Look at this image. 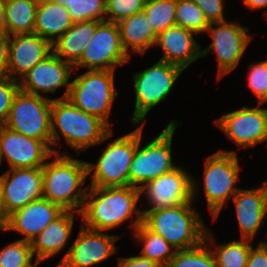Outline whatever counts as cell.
Segmentation results:
<instances>
[{"label": "cell", "instance_id": "cell-1", "mask_svg": "<svg viewBox=\"0 0 267 267\" xmlns=\"http://www.w3.org/2000/svg\"><path fill=\"white\" fill-rule=\"evenodd\" d=\"M140 200V188L134 186H89L80 212L81 224L87 229L111 232L128 222L132 234L143 223L138 204L144 206V201Z\"/></svg>", "mask_w": 267, "mask_h": 267}, {"label": "cell", "instance_id": "cell-2", "mask_svg": "<svg viewBox=\"0 0 267 267\" xmlns=\"http://www.w3.org/2000/svg\"><path fill=\"white\" fill-rule=\"evenodd\" d=\"M51 133L52 152L63 155L71 153L68 150L60 151L61 139L65 140L66 147L73 148L79 154L92 146L105 144L114 135L113 129L103 120L78 109L67 98L52 99Z\"/></svg>", "mask_w": 267, "mask_h": 267}, {"label": "cell", "instance_id": "cell-3", "mask_svg": "<svg viewBox=\"0 0 267 267\" xmlns=\"http://www.w3.org/2000/svg\"><path fill=\"white\" fill-rule=\"evenodd\" d=\"M240 164L238 151L220 148L213 154L210 153L205 159L203 182L198 181L199 178H196L194 174L192 176L193 201L197 203L196 199L204 194L207 202L206 209L213 223L240 189L238 183L241 181L240 173L243 169Z\"/></svg>", "mask_w": 267, "mask_h": 267}, {"label": "cell", "instance_id": "cell-4", "mask_svg": "<svg viewBox=\"0 0 267 267\" xmlns=\"http://www.w3.org/2000/svg\"><path fill=\"white\" fill-rule=\"evenodd\" d=\"M42 172L43 198L58 204L64 211L80 213L89 187L86 185V161L53 153L46 160Z\"/></svg>", "mask_w": 267, "mask_h": 267}, {"label": "cell", "instance_id": "cell-5", "mask_svg": "<svg viewBox=\"0 0 267 267\" xmlns=\"http://www.w3.org/2000/svg\"><path fill=\"white\" fill-rule=\"evenodd\" d=\"M193 204L194 201L142 211L143 224L176 250L196 247L204 241L208 227Z\"/></svg>", "mask_w": 267, "mask_h": 267}, {"label": "cell", "instance_id": "cell-6", "mask_svg": "<svg viewBox=\"0 0 267 267\" xmlns=\"http://www.w3.org/2000/svg\"><path fill=\"white\" fill-rule=\"evenodd\" d=\"M182 122L169 120L163 131L154 139L142 145L144 124H139V143L129 167V185L141 188L150 180L175 169L172 154L173 137Z\"/></svg>", "mask_w": 267, "mask_h": 267}, {"label": "cell", "instance_id": "cell-7", "mask_svg": "<svg viewBox=\"0 0 267 267\" xmlns=\"http://www.w3.org/2000/svg\"><path fill=\"white\" fill-rule=\"evenodd\" d=\"M67 99L78 109L103 120L111 129L110 114L113 104L120 94L116 89L113 70H85L75 73Z\"/></svg>", "mask_w": 267, "mask_h": 267}, {"label": "cell", "instance_id": "cell-8", "mask_svg": "<svg viewBox=\"0 0 267 267\" xmlns=\"http://www.w3.org/2000/svg\"><path fill=\"white\" fill-rule=\"evenodd\" d=\"M185 70L178 65L157 60L150 67L132 75L134 110L132 124H146L149 112L167 100Z\"/></svg>", "mask_w": 267, "mask_h": 267}, {"label": "cell", "instance_id": "cell-9", "mask_svg": "<svg viewBox=\"0 0 267 267\" xmlns=\"http://www.w3.org/2000/svg\"><path fill=\"white\" fill-rule=\"evenodd\" d=\"M132 126L131 132L110 139L96 162L86 161L89 186H129V167L139 143V124Z\"/></svg>", "mask_w": 267, "mask_h": 267}, {"label": "cell", "instance_id": "cell-10", "mask_svg": "<svg viewBox=\"0 0 267 267\" xmlns=\"http://www.w3.org/2000/svg\"><path fill=\"white\" fill-rule=\"evenodd\" d=\"M250 27L241 25L239 21L226 20L212 22L206 32L210 36V44L201 49L202 58L212 52L216 54L217 82L225 75L236 70L244 57L248 46L254 39Z\"/></svg>", "mask_w": 267, "mask_h": 267}, {"label": "cell", "instance_id": "cell-11", "mask_svg": "<svg viewBox=\"0 0 267 267\" xmlns=\"http://www.w3.org/2000/svg\"><path fill=\"white\" fill-rule=\"evenodd\" d=\"M51 103L52 99L19 90L4 126L42 141L52 151Z\"/></svg>", "mask_w": 267, "mask_h": 267}, {"label": "cell", "instance_id": "cell-12", "mask_svg": "<svg viewBox=\"0 0 267 267\" xmlns=\"http://www.w3.org/2000/svg\"><path fill=\"white\" fill-rule=\"evenodd\" d=\"M125 52L117 23L103 21L96 29L81 58L73 65L77 72L85 70H113L130 63Z\"/></svg>", "mask_w": 267, "mask_h": 267}, {"label": "cell", "instance_id": "cell-13", "mask_svg": "<svg viewBox=\"0 0 267 267\" xmlns=\"http://www.w3.org/2000/svg\"><path fill=\"white\" fill-rule=\"evenodd\" d=\"M257 104L255 107L243 105L214 120L215 126L239 149L253 148L266 141L267 107Z\"/></svg>", "mask_w": 267, "mask_h": 267}, {"label": "cell", "instance_id": "cell-14", "mask_svg": "<svg viewBox=\"0 0 267 267\" xmlns=\"http://www.w3.org/2000/svg\"><path fill=\"white\" fill-rule=\"evenodd\" d=\"M73 71L74 67L71 63L62 60L51 52L19 81L20 90L49 99H66ZM60 88H65V91L58 98H52L48 95L57 93Z\"/></svg>", "mask_w": 267, "mask_h": 267}, {"label": "cell", "instance_id": "cell-15", "mask_svg": "<svg viewBox=\"0 0 267 267\" xmlns=\"http://www.w3.org/2000/svg\"><path fill=\"white\" fill-rule=\"evenodd\" d=\"M140 197L141 200L144 197L147 203L142 211L192 202V173L179 164L175 169L145 183L140 188Z\"/></svg>", "mask_w": 267, "mask_h": 267}, {"label": "cell", "instance_id": "cell-16", "mask_svg": "<svg viewBox=\"0 0 267 267\" xmlns=\"http://www.w3.org/2000/svg\"><path fill=\"white\" fill-rule=\"evenodd\" d=\"M65 259L57 267H94L117 254L116 242L122 235L95 231L82 224Z\"/></svg>", "mask_w": 267, "mask_h": 267}, {"label": "cell", "instance_id": "cell-17", "mask_svg": "<svg viewBox=\"0 0 267 267\" xmlns=\"http://www.w3.org/2000/svg\"><path fill=\"white\" fill-rule=\"evenodd\" d=\"M0 193L8 214L43 198L42 167L6 169L0 175Z\"/></svg>", "mask_w": 267, "mask_h": 267}, {"label": "cell", "instance_id": "cell-18", "mask_svg": "<svg viewBox=\"0 0 267 267\" xmlns=\"http://www.w3.org/2000/svg\"><path fill=\"white\" fill-rule=\"evenodd\" d=\"M0 152L2 163L7 162L8 169L38 168L45 165L53 152L40 140L0 126Z\"/></svg>", "mask_w": 267, "mask_h": 267}, {"label": "cell", "instance_id": "cell-19", "mask_svg": "<svg viewBox=\"0 0 267 267\" xmlns=\"http://www.w3.org/2000/svg\"><path fill=\"white\" fill-rule=\"evenodd\" d=\"M241 239H255L267 223V180L259 187L240 188L232 197Z\"/></svg>", "mask_w": 267, "mask_h": 267}, {"label": "cell", "instance_id": "cell-20", "mask_svg": "<svg viewBox=\"0 0 267 267\" xmlns=\"http://www.w3.org/2000/svg\"><path fill=\"white\" fill-rule=\"evenodd\" d=\"M64 210L55 203L41 198L31 201L22 208L9 214L6 232L19 234V240L32 242L51 222L59 217Z\"/></svg>", "mask_w": 267, "mask_h": 267}, {"label": "cell", "instance_id": "cell-21", "mask_svg": "<svg viewBox=\"0 0 267 267\" xmlns=\"http://www.w3.org/2000/svg\"><path fill=\"white\" fill-rule=\"evenodd\" d=\"M52 52V45L36 33L10 36L7 76L20 81Z\"/></svg>", "mask_w": 267, "mask_h": 267}, {"label": "cell", "instance_id": "cell-22", "mask_svg": "<svg viewBox=\"0 0 267 267\" xmlns=\"http://www.w3.org/2000/svg\"><path fill=\"white\" fill-rule=\"evenodd\" d=\"M195 36H198L195 32L177 25L160 32L154 44V48H161L159 60L186 70L192 63L202 59L201 45Z\"/></svg>", "mask_w": 267, "mask_h": 267}, {"label": "cell", "instance_id": "cell-23", "mask_svg": "<svg viewBox=\"0 0 267 267\" xmlns=\"http://www.w3.org/2000/svg\"><path fill=\"white\" fill-rule=\"evenodd\" d=\"M77 215V216H76ZM81 213L75 211H64L59 217L51 222L41 233H39L30 243L33 256L41 261L55 258L65 248L59 262L54 266L57 267L66 257L69 248V240L71 239L75 219L80 218Z\"/></svg>", "mask_w": 267, "mask_h": 267}, {"label": "cell", "instance_id": "cell-24", "mask_svg": "<svg viewBox=\"0 0 267 267\" xmlns=\"http://www.w3.org/2000/svg\"><path fill=\"white\" fill-rule=\"evenodd\" d=\"M117 24L122 46L130 58L132 54L143 56L147 50L154 48L157 34L144 11L129 16Z\"/></svg>", "mask_w": 267, "mask_h": 267}, {"label": "cell", "instance_id": "cell-25", "mask_svg": "<svg viewBox=\"0 0 267 267\" xmlns=\"http://www.w3.org/2000/svg\"><path fill=\"white\" fill-rule=\"evenodd\" d=\"M102 22L96 20L73 22L72 26L52 44V52L74 65L81 58Z\"/></svg>", "mask_w": 267, "mask_h": 267}, {"label": "cell", "instance_id": "cell-26", "mask_svg": "<svg viewBox=\"0 0 267 267\" xmlns=\"http://www.w3.org/2000/svg\"><path fill=\"white\" fill-rule=\"evenodd\" d=\"M73 24L67 8L52 0L38 3L34 33L40 35L51 45Z\"/></svg>", "mask_w": 267, "mask_h": 267}, {"label": "cell", "instance_id": "cell-27", "mask_svg": "<svg viewBox=\"0 0 267 267\" xmlns=\"http://www.w3.org/2000/svg\"><path fill=\"white\" fill-rule=\"evenodd\" d=\"M211 229H207L204 241L210 247L217 267H246L253 240L237 239L218 244Z\"/></svg>", "mask_w": 267, "mask_h": 267}, {"label": "cell", "instance_id": "cell-28", "mask_svg": "<svg viewBox=\"0 0 267 267\" xmlns=\"http://www.w3.org/2000/svg\"><path fill=\"white\" fill-rule=\"evenodd\" d=\"M134 241L142 246L139 255L160 265L167 267L176 249L162 236L153 233L141 223L131 234Z\"/></svg>", "mask_w": 267, "mask_h": 267}, {"label": "cell", "instance_id": "cell-29", "mask_svg": "<svg viewBox=\"0 0 267 267\" xmlns=\"http://www.w3.org/2000/svg\"><path fill=\"white\" fill-rule=\"evenodd\" d=\"M37 6L33 0H5L6 33H34Z\"/></svg>", "mask_w": 267, "mask_h": 267}, {"label": "cell", "instance_id": "cell-30", "mask_svg": "<svg viewBox=\"0 0 267 267\" xmlns=\"http://www.w3.org/2000/svg\"><path fill=\"white\" fill-rule=\"evenodd\" d=\"M176 25L195 32L197 35H205L211 24L204 12L192 0H176Z\"/></svg>", "mask_w": 267, "mask_h": 267}, {"label": "cell", "instance_id": "cell-31", "mask_svg": "<svg viewBox=\"0 0 267 267\" xmlns=\"http://www.w3.org/2000/svg\"><path fill=\"white\" fill-rule=\"evenodd\" d=\"M143 11L157 35L176 25V0H146Z\"/></svg>", "mask_w": 267, "mask_h": 267}, {"label": "cell", "instance_id": "cell-32", "mask_svg": "<svg viewBox=\"0 0 267 267\" xmlns=\"http://www.w3.org/2000/svg\"><path fill=\"white\" fill-rule=\"evenodd\" d=\"M167 267H217L214 255L203 241L190 249L176 250Z\"/></svg>", "mask_w": 267, "mask_h": 267}, {"label": "cell", "instance_id": "cell-33", "mask_svg": "<svg viewBox=\"0 0 267 267\" xmlns=\"http://www.w3.org/2000/svg\"><path fill=\"white\" fill-rule=\"evenodd\" d=\"M65 7L73 22L105 21L106 18V0H75Z\"/></svg>", "mask_w": 267, "mask_h": 267}, {"label": "cell", "instance_id": "cell-34", "mask_svg": "<svg viewBox=\"0 0 267 267\" xmlns=\"http://www.w3.org/2000/svg\"><path fill=\"white\" fill-rule=\"evenodd\" d=\"M35 257L30 242L14 240L0 249V267H25Z\"/></svg>", "mask_w": 267, "mask_h": 267}, {"label": "cell", "instance_id": "cell-35", "mask_svg": "<svg viewBox=\"0 0 267 267\" xmlns=\"http://www.w3.org/2000/svg\"><path fill=\"white\" fill-rule=\"evenodd\" d=\"M247 87L257 97V103H267V59L248 64Z\"/></svg>", "mask_w": 267, "mask_h": 267}, {"label": "cell", "instance_id": "cell-36", "mask_svg": "<svg viewBox=\"0 0 267 267\" xmlns=\"http://www.w3.org/2000/svg\"><path fill=\"white\" fill-rule=\"evenodd\" d=\"M146 0H106L105 21L119 23L123 19L142 12Z\"/></svg>", "mask_w": 267, "mask_h": 267}, {"label": "cell", "instance_id": "cell-37", "mask_svg": "<svg viewBox=\"0 0 267 267\" xmlns=\"http://www.w3.org/2000/svg\"><path fill=\"white\" fill-rule=\"evenodd\" d=\"M19 90V81L9 76L0 77V126L6 123L13 99Z\"/></svg>", "mask_w": 267, "mask_h": 267}, {"label": "cell", "instance_id": "cell-38", "mask_svg": "<svg viewBox=\"0 0 267 267\" xmlns=\"http://www.w3.org/2000/svg\"><path fill=\"white\" fill-rule=\"evenodd\" d=\"M204 12L207 20L212 22H223L226 19V0H192Z\"/></svg>", "mask_w": 267, "mask_h": 267}, {"label": "cell", "instance_id": "cell-39", "mask_svg": "<svg viewBox=\"0 0 267 267\" xmlns=\"http://www.w3.org/2000/svg\"><path fill=\"white\" fill-rule=\"evenodd\" d=\"M246 267H267V241L259 240L256 247L253 245Z\"/></svg>", "mask_w": 267, "mask_h": 267}, {"label": "cell", "instance_id": "cell-40", "mask_svg": "<svg viewBox=\"0 0 267 267\" xmlns=\"http://www.w3.org/2000/svg\"><path fill=\"white\" fill-rule=\"evenodd\" d=\"M117 267H161L157 263L150 261L140 255L118 257Z\"/></svg>", "mask_w": 267, "mask_h": 267}, {"label": "cell", "instance_id": "cell-41", "mask_svg": "<svg viewBox=\"0 0 267 267\" xmlns=\"http://www.w3.org/2000/svg\"><path fill=\"white\" fill-rule=\"evenodd\" d=\"M10 36L0 32V77L7 76Z\"/></svg>", "mask_w": 267, "mask_h": 267}, {"label": "cell", "instance_id": "cell-42", "mask_svg": "<svg viewBox=\"0 0 267 267\" xmlns=\"http://www.w3.org/2000/svg\"><path fill=\"white\" fill-rule=\"evenodd\" d=\"M243 3L246 9H250L249 11H261L263 10V16L265 17V22H267V0H239Z\"/></svg>", "mask_w": 267, "mask_h": 267}, {"label": "cell", "instance_id": "cell-43", "mask_svg": "<svg viewBox=\"0 0 267 267\" xmlns=\"http://www.w3.org/2000/svg\"><path fill=\"white\" fill-rule=\"evenodd\" d=\"M8 222H9V214L6 212L4 208L2 196L0 193V232L3 231L6 233Z\"/></svg>", "mask_w": 267, "mask_h": 267}, {"label": "cell", "instance_id": "cell-44", "mask_svg": "<svg viewBox=\"0 0 267 267\" xmlns=\"http://www.w3.org/2000/svg\"><path fill=\"white\" fill-rule=\"evenodd\" d=\"M0 32L6 33L5 0H0Z\"/></svg>", "mask_w": 267, "mask_h": 267}, {"label": "cell", "instance_id": "cell-45", "mask_svg": "<svg viewBox=\"0 0 267 267\" xmlns=\"http://www.w3.org/2000/svg\"><path fill=\"white\" fill-rule=\"evenodd\" d=\"M44 261L38 260L35 258V260H33L29 265L25 266V267H38L40 263H42Z\"/></svg>", "mask_w": 267, "mask_h": 267}, {"label": "cell", "instance_id": "cell-46", "mask_svg": "<svg viewBox=\"0 0 267 267\" xmlns=\"http://www.w3.org/2000/svg\"><path fill=\"white\" fill-rule=\"evenodd\" d=\"M55 3H60L61 5L65 6L66 3H69L71 1H75V0H52Z\"/></svg>", "mask_w": 267, "mask_h": 267}, {"label": "cell", "instance_id": "cell-47", "mask_svg": "<svg viewBox=\"0 0 267 267\" xmlns=\"http://www.w3.org/2000/svg\"><path fill=\"white\" fill-rule=\"evenodd\" d=\"M3 163H2V157H1V152H0V168L2 167Z\"/></svg>", "mask_w": 267, "mask_h": 267}, {"label": "cell", "instance_id": "cell-48", "mask_svg": "<svg viewBox=\"0 0 267 267\" xmlns=\"http://www.w3.org/2000/svg\"><path fill=\"white\" fill-rule=\"evenodd\" d=\"M33 1L39 3V2H42V1H44V0H33Z\"/></svg>", "mask_w": 267, "mask_h": 267}, {"label": "cell", "instance_id": "cell-49", "mask_svg": "<svg viewBox=\"0 0 267 267\" xmlns=\"http://www.w3.org/2000/svg\"><path fill=\"white\" fill-rule=\"evenodd\" d=\"M265 146H266V150H267V138H266V141H265Z\"/></svg>", "mask_w": 267, "mask_h": 267}]
</instances>
